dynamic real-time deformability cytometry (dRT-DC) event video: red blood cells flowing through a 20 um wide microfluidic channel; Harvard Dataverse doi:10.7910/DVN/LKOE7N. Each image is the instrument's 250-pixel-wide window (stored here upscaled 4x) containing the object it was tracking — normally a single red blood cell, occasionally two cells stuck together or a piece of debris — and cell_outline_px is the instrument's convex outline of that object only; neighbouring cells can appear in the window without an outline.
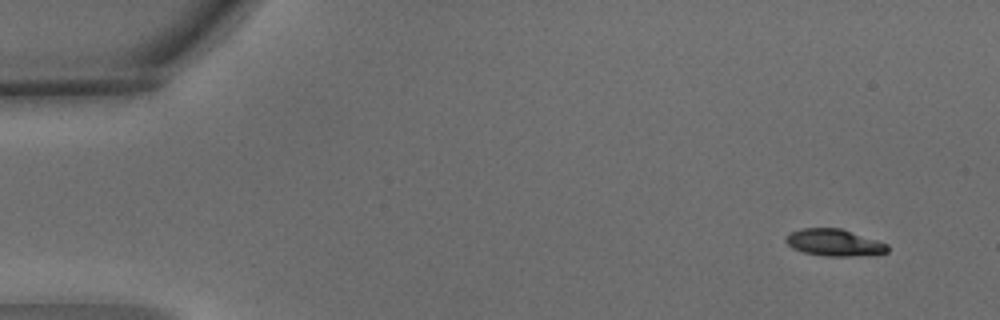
{"species": "common noctule bat (a hibernating species)", "species_latin": "Nyctalus noctula", "temperature_condition": "warm", "stored_images_in_passage": 6, "camera_frame_rate_fps": 3000, "um_per_image_px": 0.085, "animal": {"sex": "male", "body_mass_g": 15.6}, "frame": {"image": 1, "passage_image": 1, "time_ms": 0.0, "image_size_px": [1000, 320], "cell_outline_px": [[888, 252], [872, 256], [824, 256], [804, 252], [792, 248], [784, 240], [792, 232], [800, 228], [840, 228], [888, 244]], "centroid_in_image_um": [70.94, 20.64], "position_along_channel_um": 14.1, "area_um2": 15.95}}
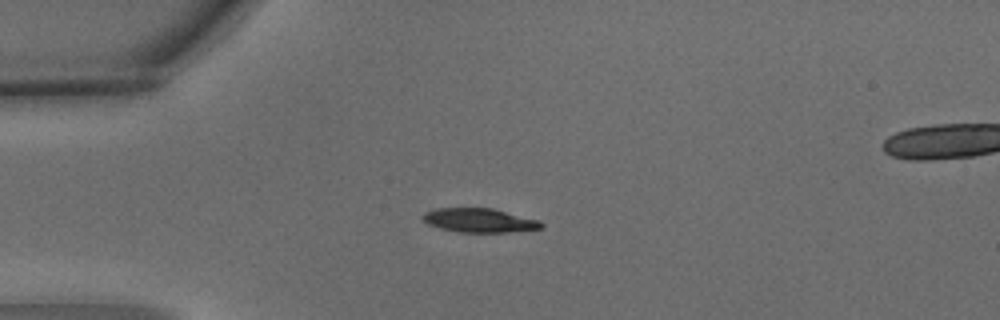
{"frame": {"image": 2, "passage_image": 4, "time_ms": 1.0, "image_size_px": [1000, 320], "cell_outline_px": [[544, 228], [508, 232], [456, 232], [440, 228], [428, 224], [420, 216], [424, 212], [432, 208], [492, 208], [540, 220], [544, 224]], "centroid_in_image_um": [40.73, 18.72], "position_along_channel_um": 44.3, "area_um2": 16.76}}
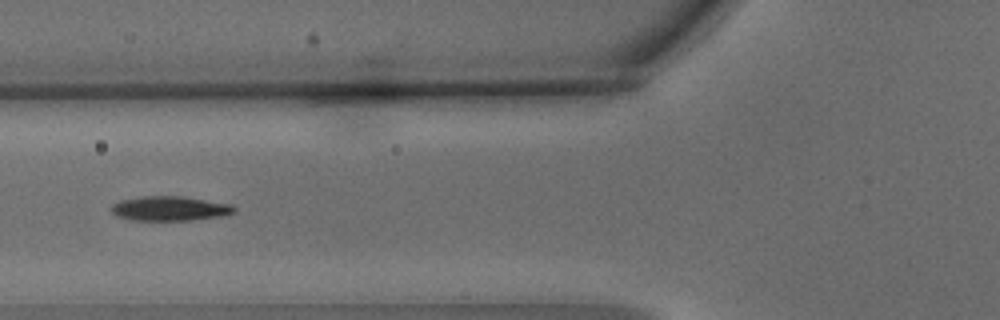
{"frame": {"image": 3, "passage_image": 6, "time_ms": 1.667, "image_size_px": [1000, 320], "cell_outline_px": [[236, 212], [224, 216], [192, 220], [132, 220], [116, 216], [112, 212], [112, 204], [120, 200], [140, 196], [184, 196], [232, 204], [236, 208]], "centroid_in_image_um": [14.47, 17.72], "position_along_channel_um": 111.3, "area_um2": 17.8}}